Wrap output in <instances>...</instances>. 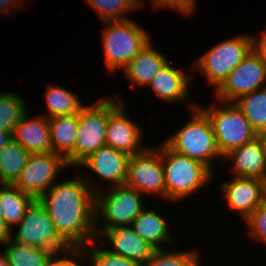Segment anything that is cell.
Segmentation results:
<instances>
[{"mask_svg": "<svg viewBox=\"0 0 266 266\" xmlns=\"http://www.w3.org/2000/svg\"><path fill=\"white\" fill-rule=\"evenodd\" d=\"M90 175L54 183L38 200L46 208L56 231L63 233L79 249L97 239L95 193L103 189Z\"/></svg>", "mask_w": 266, "mask_h": 266, "instance_id": "1", "label": "cell"}, {"mask_svg": "<svg viewBox=\"0 0 266 266\" xmlns=\"http://www.w3.org/2000/svg\"><path fill=\"white\" fill-rule=\"evenodd\" d=\"M160 145L166 201L181 202L213 181L214 173L206 165L171 150L164 142Z\"/></svg>", "mask_w": 266, "mask_h": 266, "instance_id": "2", "label": "cell"}, {"mask_svg": "<svg viewBox=\"0 0 266 266\" xmlns=\"http://www.w3.org/2000/svg\"><path fill=\"white\" fill-rule=\"evenodd\" d=\"M192 117L181 129L163 142L173 151L206 165L213 173V159L223 158L207 115L191 105Z\"/></svg>", "mask_w": 266, "mask_h": 266, "instance_id": "3", "label": "cell"}, {"mask_svg": "<svg viewBox=\"0 0 266 266\" xmlns=\"http://www.w3.org/2000/svg\"><path fill=\"white\" fill-rule=\"evenodd\" d=\"M102 47L104 62L111 72L122 70L151 41L147 30L135 21L114 20L102 21Z\"/></svg>", "mask_w": 266, "mask_h": 266, "instance_id": "4", "label": "cell"}, {"mask_svg": "<svg viewBox=\"0 0 266 266\" xmlns=\"http://www.w3.org/2000/svg\"><path fill=\"white\" fill-rule=\"evenodd\" d=\"M95 193V232L98 238L105 230L130 226L133 220L146 208L142 195L126 185L111 186ZM107 190V191H105ZM103 218L102 226L97 220ZM99 224V225H98ZM101 226V227H99Z\"/></svg>", "mask_w": 266, "mask_h": 266, "instance_id": "5", "label": "cell"}, {"mask_svg": "<svg viewBox=\"0 0 266 266\" xmlns=\"http://www.w3.org/2000/svg\"><path fill=\"white\" fill-rule=\"evenodd\" d=\"M198 106L208 117L222 157L257 137L250 122L233 102Z\"/></svg>", "mask_w": 266, "mask_h": 266, "instance_id": "6", "label": "cell"}, {"mask_svg": "<svg viewBox=\"0 0 266 266\" xmlns=\"http://www.w3.org/2000/svg\"><path fill=\"white\" fill-rule=\"evenodd\" d=\"M252 50L250 34H240L217 43L201 55L193 64L206 76L209 86L216 91Z\"/></svg>", "mask_w": 266, "mask_h": 266, "instance_id": "7", "label": "cell"}, {"mask_svg": "<svg viewBox=\"0 0 266 266\" xmlns=\"http://www.w3.org/2000/svg\"><path fill=\"white\" fill-rule=\"evenodd\" d=\"M109 97L84 106L78 113V130L74 147V167L106 145Z\"/></svg>", "mask_w": 266, "mask_h": 266, "instance_id": "8", "label": "cell"}, {"mask_svg": "<svg viewBox=\"0 0 266 266\" xmlns=\"http://www.w3.org/2000/svg\"><path fill=\"white\" fill-rule=\"evenodd\" d=\"M125 185L142 195H157L166 200L164 168L161 160V146L147 147L142 152L129 156Z\"/></svg>", "mask_w": 266, "mask_h": 266, "instance_id": "9", "label": "cell"}, {"mask_svg": "<svg viewBox=\"0 0 266 266\" xmlns=\"http://www.w3.org/2000/svg\"><path fill=\"white\" fill-rule=\"evenodd\" d=\"M66 167L70 166L60 154H30L14 185L34 199H39L55 183L58 173Z\"/></svg>", "mask_w": 266, "mask_h": 266, "instance_id": "10", "label": "cell"}, {"mask_svg": "<svg viewBox=\"0 0 266 266\" xmlns=\"http://www.w3.org/2000/svg\"><path fill=\"white\" fill-rule=\"evenodd\" d=\"M123 101L120 96L117 97L114 94L109 96L106 145L131 156L142 152L146 148L142 145V128L127 117V107Z\"/></svg>", "mask_w": 266, "mask_h": 266, "instance_id": "11", "label": "cell"}, {"mask_svg": "<svg viewBox=\"0 0 266 266\" xmlns=\"http://www.w3.org/2000/svg\"><path fill=\"white\" fill-rule=\"evenodd\" d=\"M265 86L266 67L251 50L214 93L218 101L233 102L240 96Z\"/></svg>", "mask_w": 266, "mask_h": 266, "instance_id": "12", "label": "cell"}, {"mask_svg": "<svg viewBox=\"0 0 266 266\" xmlns=\"http://www.w3.org/2000/svg\"><path fill=\"white\" fill-rule=\"evenodd\" d=\"M220 188L228 208L238 211L243 221L266 199V181L259 178L233 176Z\"/></svg>", "mask_w": 266, "mask_h": 266, "instance_id": "13", "label": "cell"}, {"mask_svg": "<svg viewBox=\"0 0 266 266\" xmlns=\"http://www.w3.org/2000/svg\"><path fill=\"white\" fill-rule=\"evenodd\" d=\"M129 155L110 146H102L78 166L89 168L111 186H123L127 177Z\"/></svg>", "mask_w": 266, "mask_h": 266, "instance_id": "14", "label": "cell"}, {"mask_svg": "<svg viewBox=\"0 0 266 266\" xmlns=\"http://www.w3.org/2000/svg\"><path fill=\"white\" fill-rule=\"evenodd\" d=\"M97 240L100 245L101 243L106 244V242L109 245L111 244L112 249H108L110 252L134 260L140 265L151 257L154 250L131 226H120L105 230Z\"/></svg>", "mask_w": 266, "mask_h": 266, "instance_id": "15", "label": "cell"}, {"mask_svg": "<svg viewBox=\"0 0 266 266\" xmlns=\"http://www.w3.org/2000/svg\"><path fill=\"white\" fill-rule=\"evenodd\" d=\"M17 225V234H11V240L34 247H38L42 240L57 232L46 208L38 199L31 203Z\"/></svg>", "mask_w": 266, "mask_h": 266, "instance_id": "16", "label": "cell"}, {"mask_svg": "<svg viewBox=\"0 0 266 266\" xmlns=\"http://www.w3.org/2000/svg\"><path fill=\"white\" fill-rule=\"evenodd\" d=\"M230 161L233 176L253 177L266 181V157L258 138L230 151L222 160Z\"/></svg>", "mask_w": 266, "mask_h": 266, "instance_id": "17", "label": "cell"}, {"mask_svg": "<svg viewBox=\"0 0 266 266\" xmlns=\"http://www.w3.org/2000/svg\"><path fill=\"white\" fill-rule=\"evenodd\" d=\"M11 135L30 154L53 152L49 121L44 115L30 118L27 111L21 117Z\"/></svg>", "mask_w": 266, "mask_h": 266, "instance_id": "18", "label": "cell"}, {"mask_svg": "<svg viewBox=\"0 0 266 266\" xmlns=\"http://www.w3.org/2000/svg\"><path fill=\"white\" fill-rule=\"evenodd\" d=\"M168 62V58L149 41L137 56L127 63L122 73L134 87H147Z\"/></svg>", "mask_w": 266, "mask_h": 266, "instance_id": "19", "label": "cell"}, {"mask_svg": "<svg viewBox=\"0 0 266 266\" xmlns=\"http://www.w3.org/2000/svg\"><path fill=\"white\" fill-rule=\"evenodd\" d=\"M186 71L175 68L168 62L159 72L154 76L151 83L148 85L152 91L162 100L167 102L177 103L179 101H186L189 97V85L191 84L190 75Z\"/></svg>", "mask_w": 266, "mask_h": 266, "instance_id": "20", "label": "cell"}, {"mask_svg": "<svg viewBox=\"0 0 266 266\" xmlns=\"http://www.w3.org/2000/svg\"><path fill=\"white\" fill-rule=\"evenodd\" d=\"M169 222L166 218L157 212L147 207L133 220L131 227L133 230L144 239L154 249L165 248L164 244H173L171 231L168 227Z\"/></svg>", "mask_w": 266, "mask_h": 266, "instance_id": "21", "label": "cell"}, {"mask_svg": "<svg viewBox=\"0 0 266 266\" xmlns=\"http://www.w3.org/2000/svg\"><path fill=\"white\" fill-rule=\"evenodd\" d=\"M53 152L74 166V147L78 130V114L48 118Z\"/></svg>", "mask_w": 266, "mask_h": 266, "instance_id": "22", "label": "cell"}, {"mask_svg": "<svg viewBox=\"0 0 266 266\" xmlns=\"http://www.w3.org/2000/svg\"><path fill=\"white\" fill-rule=\"evenodd\" d=\"M0 219L12 230L22 220L27 208L35 200L15 185H0Z\"/></svg>", "mask_w": 266, "mask_h": 266, "instance_id": "23", "label": "cell"}, {"mask_svg": "<svg viewBox=\"0 0 266 266\" xmlns=\"http://www.w3.org/2000/svg\"><path fill=\"white\" fill-rule=\"evenodd\" d=\"M30 153L11 138L0 149V185H14L27 163Z\"/></svg>", "mask_w": 266, "mask_h": 266, "instance_id": "24", "label": "cell"}, {"mask_svg": "<svg viewBox=\"0 0 266 266\" xmlns=\"http://www.w3.org/2000/svg\"><path fill=\"white\" fill-rule=\"evenodd\" d=\"M44 94L48 113L44 115L46 118L78 114L85 106L76 94L64 87L48 85Z\"/></svg>", "mask_w": 266, "mask_h": 266, "instance_id": "25", "label": "cell"}, {"mask_svg": "<svg viewBox=\"0 0 266 266\" xmlns=\"http://www.w3.org/2000/svg\"><path fill=\"white\" fill-rule=\"evenodd\" d=\"M256 133L266 130V86L233 101Z\"/></svg>", "mask_w": 266, "mask_h": 266, "instance_id": "26", "label": "cell"}, {"mask_svg": "<svg viewBox=\"0 0 266 266\" xmlns=\"http://www.w3.org/2000/svg\"><path fill=\"white\" fill-rule=\"evenodd\" d=\"M3 254L9 266H48L50 263L39 253L38 248L15 242L11 239L5 243Z\"/></svg>", "mask_w": 266, "mask_h": 266, "instance_id": "27", "label": "cell"}, {"mask_svg": "<svg viewBox=\"0 0 266 266\" xmlns=\"http://www.w3.org/2000/svg\"><path fill=\"white\" fill-rule=\"evenodd\" d=\"M103 21L128 20L125 16L130 11L141 9L140 0H85Z\"/></svg>", "mask_w": 266, "mask_h": 266, "instance_id": "28", "label": "cell"}, {"mask_svg": "<svg viewBox=\"0 0 266 266\" xmlns=\"http://www.w3.org/2000/svg\"><path fill=\"white\" fill-rule=\"evenodd\" d=\"M200 254L197 249L168 252L165 248L154 249L151 257L141 266H200Z\"/></svg>", "mask_w": 266, "mask_h": 266, "instance_id": "29", "label": "cell"}, {"mask_svg": "<svg viewBox=\"0 0 266 266\" xmlns=\"http://www.w3.org/2000/svg\"><path fill=\"white\" fill-rule=\"evenodd\" d=\"M25 99L14 92L0 93V129L11 134L27 112Z\"/></svg>", "mask_w": 266, "mask_h": 266, "instance_id": "30", "label": "cell"}, {"mask_svg": "<svg viewBox=\"0 0 266 266\" xmlns=\"http://www.w3.org/2000/svg\"><path fill=\"white\" fill-rule=\"evenodd\" d=\"M37 248L49 263L63 261L79 249L70 239L58 231L42 240ZM60 255L63 257H59Z\"/></svg>", "mask_w": 266, "mask_h": 266, "instance_id": "31", "label": "cell"}, {"mask_svg": "<svg viewBox=\"0 0 266 266\" xmlns=\"http://www.w3.org/2000/svg\"><path fill=\"white\" fill-rule=\"evenodd\" d=\"M98 240L94 239L90 244L81 248L87 256L89 266H141L138 262L114 254L108 248L97 247ZM90 258V259H89Z\"/></svg>", "mask_w": 266, "mask_h": 266, "instance_id": "32", "label": "cell"}, {"mask_svg": "<svg viewBox=\"0 0 266 266\" xmlns=\"http://www.w3.org/2000/svg\"><path fill=\"white\" fill-rule=\"evenodd\" d=\"M252 239L266 245V199L245 220Z\"/></svg>", "mask_w": 266, "mask_h": 266, "instance_id": "33", "label": "cell"}, {"mask_svg": "<svg viewBox=\"0 0 266 266\" xmlns=\"http://www.w3.org/2000/svg\"><path fill=\"white\" fill-rule=\"evenodd\" d=\"M157 11L162 8H169L180 12L182 15L190 16L196 8V0H150Z\"/></svg>", "mask_w": 266, "mask_h": 266, "instance_id": "34", "label": "cell"}, {"mask_svg": "<svg viewBox=\"0 0 266 266\" xmlns=\"http://www.w3.org/2000/svg\"><path fill=\"white\" fill-rule=\"evenodd\" d=\"M257 36L251 35L252 51L258 56L266 67V30Z\"/></svg>", "mask_w": 266, "mask_h": 266, "instance_id": "35", "label": "cell"}, {"mask_svg": "<svg viewBox=\"0 0 266 266\" xmlns=\"http://www.w3.org/2000/svg\"><path fill=\"white\" fill-rule=\"evenodd\" d=\"M85 260H88L87 259V255L80 248L77 251H75L70 257L66 258L65 260L59 261V262H55V263H50L48 266H82V265H79V264L83 263Z\"/></svg>", "mask_w": 266, "mask_h": 266, "instance_id": "36", "label": "cell"}, {"mask_svg": "<svg viewBox=\"0 0 266 266\" xmlns=\"http://www.w3.org/2000/svg\"><path fill=\"white\" fill-rule=\"evenodd\" d=\"M20 6L23 8L24 0H0V13L8 15L10 11H16Z\"/></svg>", "mask_w": 266, "mask_h": 266, "instance_id": "37", "label": "cell"}, {"mask_svg": "<svg viewBox=\"0 0 266 266\" xmlns=\"http://www.w3.org/2000/svg\"><path fill=\"white\" fill-rule=\"evenodd\" d=\"M12 232L13 231H11L5 224L4 220L0 219V244H3L7 240L11 239Z\"/></svg>", "mask_w": 266, "mask_h": 266, "instance_id": "38", "label": "cell"}, {"mask_svg": "<svg viewBox=\"0 0 266 266\" xmlns=\"http://www.w3.org/2000/svg\"><path fill=\"white\" fill-rule=\"evenodd\" d=\"M12 138L10 132L0 129V149Z\"/></svg>", "mask_w": 266, "mask_h": 266, "instance_id": "39", "label": "cell"}, {"mask_svg": "<svg viewBox=\"0 0 266 266\" xmlns=\"http://www.w3.org/2000/svg\"><path fill=\"white\" fill-rule=\"evenodd\" d=\"M257 136L262 143L264 155L266 157V130H263V131L257 133Z\"/></svg>", "mask_w": 266, "mask_h": 266, "instance_id": "40", "label": "cell"}, {"mask_svg": "<svg viewBox=\"0 0 266 266\" xmlns=\"http://www.w3.org/2000/svg\"><path fill=\"white\" fill-rule=\"evenodd\" d=\"M0 266H9L7 258L3 253L0 254Z\"/></svg>", "mask_w": 266, "mask_h": 266, "instance_id": "41", "label": "cell"}]
</instances>
